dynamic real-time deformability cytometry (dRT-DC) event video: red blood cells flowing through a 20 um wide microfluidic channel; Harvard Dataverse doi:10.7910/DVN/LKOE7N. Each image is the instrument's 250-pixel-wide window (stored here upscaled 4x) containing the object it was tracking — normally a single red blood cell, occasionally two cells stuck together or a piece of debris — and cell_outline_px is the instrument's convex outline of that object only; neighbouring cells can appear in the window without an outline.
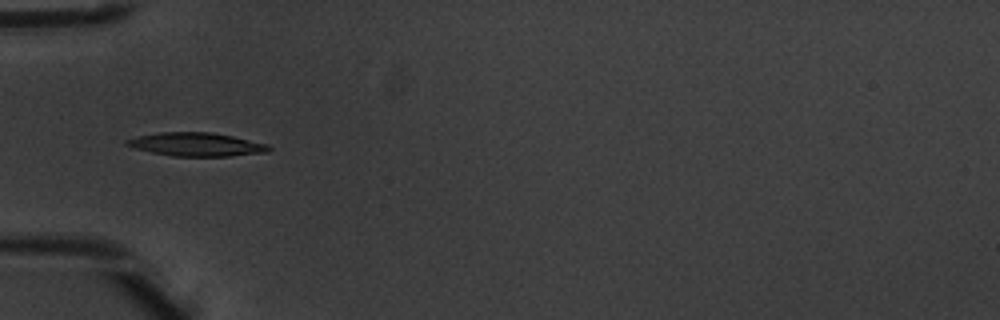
{"species": "common noctule bat (a hibernating species)", "species_latin": "Nyctalus noctula", "temperature_condition": "warm", "stored_images_in_passage": 4, "camera_frame_rate_fps": 3000, "um_per_image_px": 0.085, "animal": {"sex": "male", "body_mass_g": 20.1, "forearm_length_mm": 53.5}, "frame": {"image": 1, "passage_image": 4, "time_ms": 1.0, "image_size_px": [1000, 320], "cell_outline_px": [[272, 148], [268, 152], [232, 156], [172, 156], [152, 152], [136, 148], [124, 144], [124, 140], [140, 136], [160, 132], [212, 132], [232, 136], [268, 144]], "centroid_in_image_um": [16.72, 12.27], "position_along_channel_um": 68.3, "area_um2": 19.36}}